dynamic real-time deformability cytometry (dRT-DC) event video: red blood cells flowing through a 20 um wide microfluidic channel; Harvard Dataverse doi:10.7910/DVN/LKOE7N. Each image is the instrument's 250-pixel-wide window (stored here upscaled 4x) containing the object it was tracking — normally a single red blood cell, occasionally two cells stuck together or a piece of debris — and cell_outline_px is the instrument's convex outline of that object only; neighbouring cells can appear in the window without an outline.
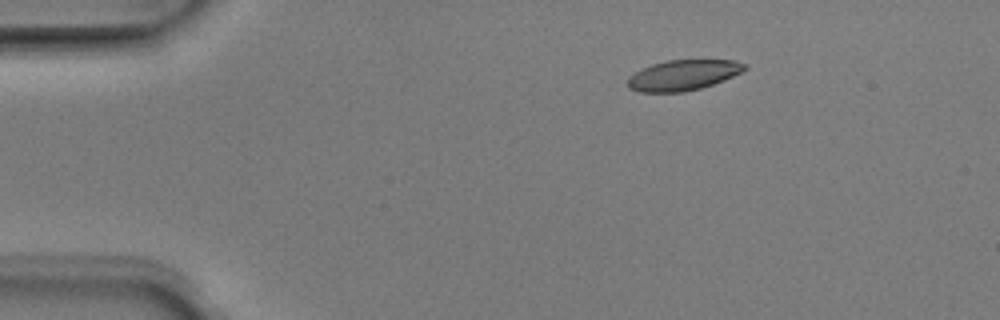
{"species": "Egyptian fruit bat (a non-hibernating species)", "species_latin": "Rousettus aegyptiacus", "temperature_condition": "room temperature", "stored_images_in_passage": 2, "camera_frame_rate_fps": 3000, "um_per_image_px": 0.085, "animal": {"sex": "male"}, "frame": {"image": 1, "passage_image": 1, "time_ms": 0.0, "image_size_px": [1000, 320], "cell_outline_px": [[748, 68], [724, 80], [700, 88], [684, 92], [640, 92], [628, 88], [628, 76], [652, 64], [668, 60], [732, 60], [748, 64]], "centroid_in_image_um": [58.07, 6.39], "position_along_channel_um": 26.9, "area_um2": 20.63}}